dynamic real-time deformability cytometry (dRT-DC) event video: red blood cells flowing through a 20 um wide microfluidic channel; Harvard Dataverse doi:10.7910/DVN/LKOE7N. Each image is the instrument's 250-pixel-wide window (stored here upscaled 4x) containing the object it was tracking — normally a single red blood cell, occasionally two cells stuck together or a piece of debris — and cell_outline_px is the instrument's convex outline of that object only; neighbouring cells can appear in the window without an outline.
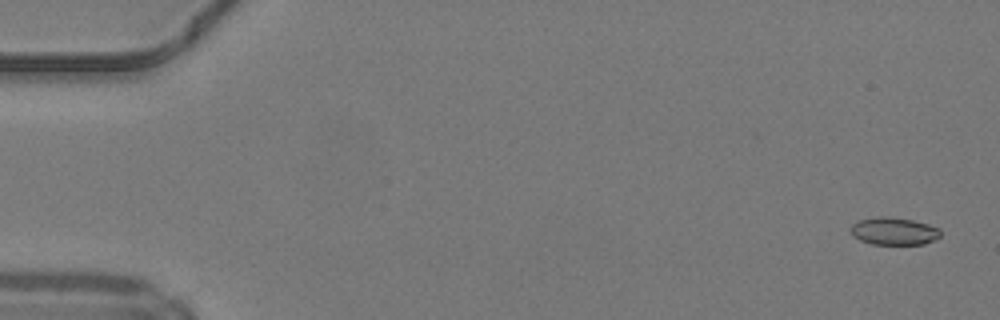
{"species": "common noctule bat (a hibernating species)", "species_latin": "Nyctalus noctula", "temperature_condition": "warm", "stored_images_in_passage": 49, "camera_frame_rate_fps": 3000, "um_per_image_px": 0.085, "animal": {"sex": "male", "body_mass_g": 19.2, "forearm_length_mm": 51.8}, "frame": {"image": 1, "passage_image": 2, "time_ms": 0.333, "image_size_px": [1000, 320], "cell_outline_px": [[940, 236], [936, 240], [924, 244], [872, 244], [860, 240], [852, 236], [848, 228], [852, 224], [860, 220], [880, 216], [888, 216], [912, 220], [928, 224], [940, 228]], "centroid_in_image_um": [75.97, 19.65], "position_along_channel_um": 9.0, "area_um2": 14.57}}
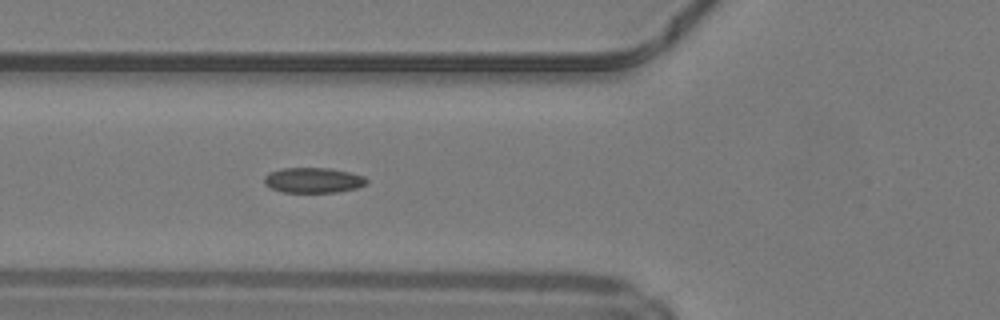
{"frame": {"image": 2, "passage_image": 19, "time_ms": 6.0, "image_size_px": [1000, 320], "cell_outline_px": [[368, 184], [356, 188], [336, 192], [284, 192], [272, 188], [264, 184], [264, 176], [268, 172], [284, 168], [328, 168], [348, 172], [364, 176], [368, 180]], "centroid_in_image_um": [26.62, 15.31], "position_along_channel_um": 99.2, "area_um2": 15.03}}
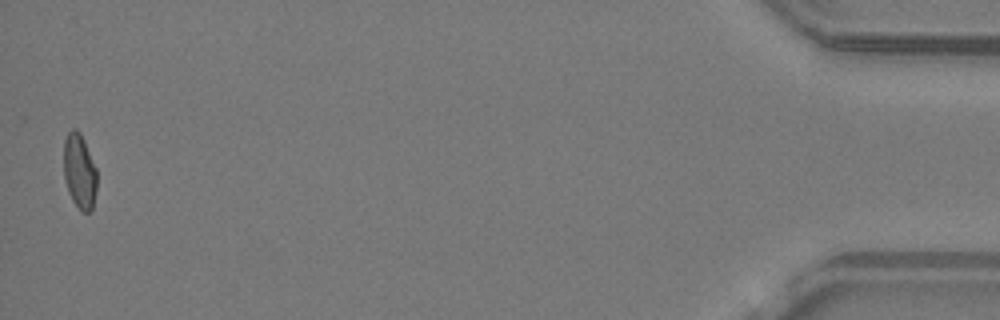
{"frame": {"image": 3, "passage_image": 49, "time_ms": 16.0, "image_size_px": [1000, 320], "cell_outline_px": [[96, 192], [92, 212], [80, 212], [72, 200], [68, 192], [64, 176], [64, 140], [68, 132], [72, 128], [76, 128], [80, 132], [84, 140], [96, 168]], "centroid_in_image_um": [6.76, 14.58], "position_along_channel_um": 428.4, "area_um2": 14.68}, "authors_computed_cell_mechanics": {"area_um2": 14.739, "velocity_mm_per_s": 4.2266, "shape_relaxation_time_tau1_ms": 9.6823, "shape_relaxation_time_tau2_ms": 4.6186, "deformation_change_tau1": 0.2003, "deformation_change_tau2": 0.0872}}